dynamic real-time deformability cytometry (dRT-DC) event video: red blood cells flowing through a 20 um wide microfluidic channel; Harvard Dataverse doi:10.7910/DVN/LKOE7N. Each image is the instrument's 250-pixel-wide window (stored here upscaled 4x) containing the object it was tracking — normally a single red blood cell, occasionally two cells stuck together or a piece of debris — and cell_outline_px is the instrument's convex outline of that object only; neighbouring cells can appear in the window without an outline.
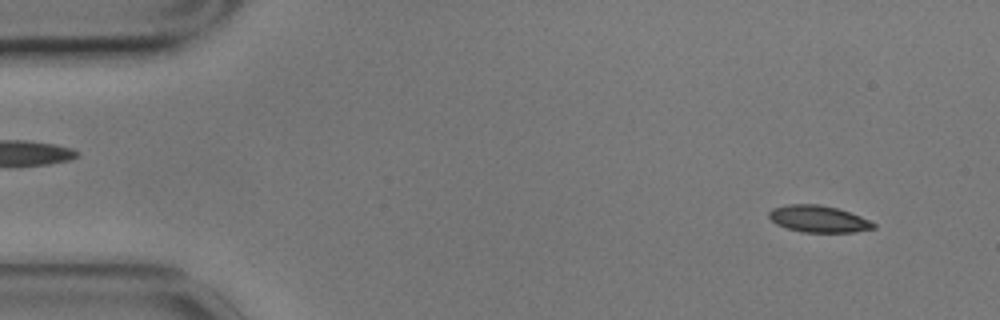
{"species": "common noctule bat (a hibernating species)", "species_latin": "Nyctalus noctula", "temperature_condition": "cold", "stored_images_in_passage": 54, "camera_frame_rate_fps": 3000, "um_per_image_px": 0.085, "animal": {"sex": "male", "body_mass_g": 17.9}, "frame": {"image": 1, "passage_image": 4, "time_ms": 1.0, "image_size_px": [1000, 320], "cell_outline_px": [[876, 228], [856, 232], [804, 232], [788, 228], [776, 224], [768, 216], [768, 212], [772, 208], [788, 204], [820, 204], [836, 208], [860, 216], [876, 224]], "centroid_in_image_um": [69.56, 18.6], "position_along_channel_um": 15.4, "area_um2": 16.24}}
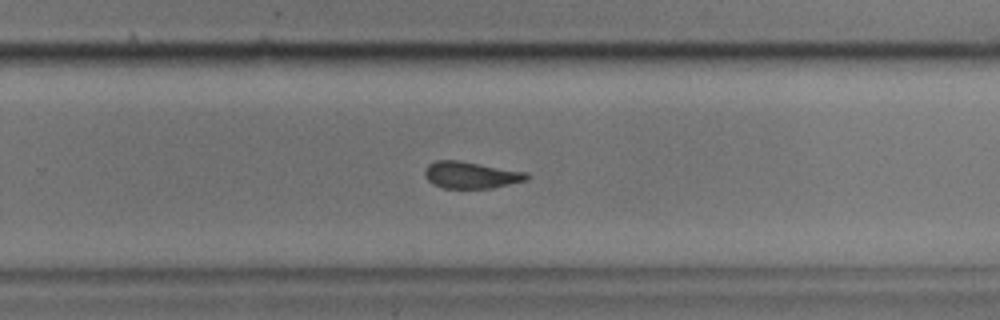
{"frame": {"image": 2, "passage_image": 34, "time_ms": 11.0, "image_size_px": [1000, 320], "cell_outline_px": [[528, 180], [492, 188], [444, 188], [432, 184], [424, 176], [424, 168], [428, 164], [436, 160], [460, 160], [528, 172]], "centroid_in_image_um": [40.01, 14.87], "position_along_channel_um": 289.8, "area_um2": 16.13}}
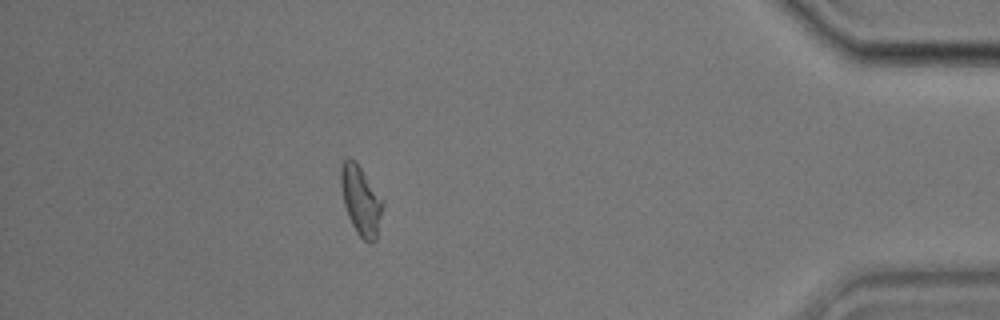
{"frame": {"image": 3, "passage_image": 48, "time_ms": 15.667, "image_size_px": [1000, 320], "cell_outline_px": [[384, 204], [376, 240], [372, 244], [368, 244], [356, 232], [348, 216], [344, 204], [340, 184], [340, 164], [348, 156], [356, 160], [384, 200]], "centroid_in_image_um": [30.68, 17.01], "position_along_channel_um": 404.5, "area_um2": 17.34}, "authors_computed_cell_mechanics": {"area_um2": 16.8198, "velocity_mm_per_s": 3.4923, "shape_relaxation_time_tau1_ms": 3.4213, "shape_relaxation_time_tau2_ms": 5.1182, "deformation_change_tau1": 0.0771, "deformation_change_tau2": 0.128}}